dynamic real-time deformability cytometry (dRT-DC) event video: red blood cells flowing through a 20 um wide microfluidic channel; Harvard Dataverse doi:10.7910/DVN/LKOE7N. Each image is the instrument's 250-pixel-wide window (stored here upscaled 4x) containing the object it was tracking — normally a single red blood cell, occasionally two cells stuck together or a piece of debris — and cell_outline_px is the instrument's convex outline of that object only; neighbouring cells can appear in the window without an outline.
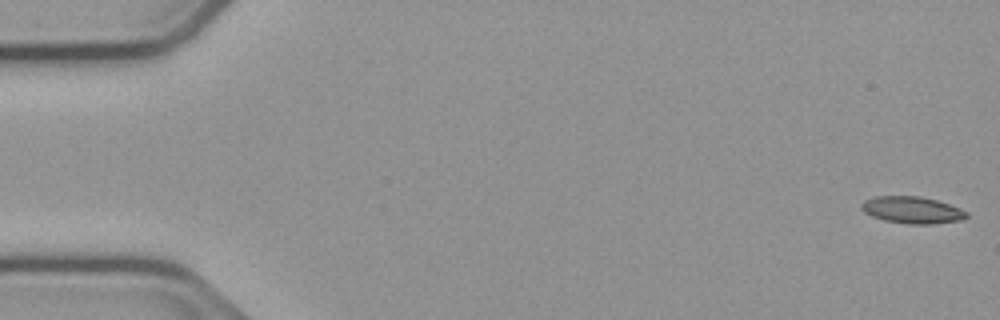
{"species": "common noctule bat (a hibernating species)", "species_latin": "Nyctalus noctula", "temperature_condition": "cold", "stored_images_in_passage": 12, "camera_frame_rate_fps": 3000, "um_per_image_px": 0.085, "animal": {"sex": "male", "body_mass_g": 23.1, "forearm_length_mm": 52.7}, "frame": {"image": 1, "passage_image": 1, "time_ms": 0.0, "image_size_px": [1000, 320], "cell_outline_px": [[968, 216], [960, 220], [932, 224], [908, 224], [884, 220], [872, 216], [864, 212], [860, 208], [860, 204], [864, 200], [876, 196], [920, 196], [936, 200], [960, 208], [968, 212]], "centroid_in_image_um": [77.51, 17.85], "position_along_channel_um": 7.5, "area_um2": 16.47}}